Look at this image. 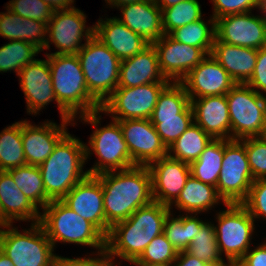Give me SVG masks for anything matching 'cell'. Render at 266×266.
I'll list each match as a JSON object with an SVG mask.
<instances>
[{
    "label": "cell",
    "mask_w": 266,
    "mask_h": 266,
    "mask_svg": "<svg viewBox=\"0 0 266 266\" xmlns=\"http://www.w3.org/2000/svg\"><path fill=\"white\" fill-rule=\"evenodd\" d=\"M103 188V206L106 222L128 219L138 208L153 201L151 174L148 166H133L124 170L95 175Z\"/></svg>",
    "instance_id": "6da1fadb"
},
{
    "label": "cell",
    "mask_w": 266,
    "mask_h": 266,
    "mask_svg": "<svg viewBox=\"0 0 266 266\" xmlns=\"http://www.w3.org/2000/svg\"><path fill=\"white\" fill-rule=\"evenodd\" d=\"M170 212L169 206L152 201L128 219L115 223L106 237L107 254L132 265L152 239L163 233Z\"/></svg>",
    "instance_id": "7a4b0ae2"
},
{
    "label": "cell",
    "mask_w": 266,
    "mask_h": 266,
    "mask_svg": "<svg viewBox=\"0 0 266 266\" xmlns=\"http://www.w3.org/2000/svg\"><path fill=\"white\" fill-rule=\"evenodd\" d=\"M86 164L84 141L68 132L39 166L46 195L51 200H61L89 175L84 171Z\"/></svg>",
    "instance_id": "3957f363"
},
{
    "label": "cell",
    "mask_w": 266,
    "mask_h": 266,
    "mask_svg": "<svg viewBox=\"0 0 266 266\" xmlns=\"http://www.w3.org/2000/svg\"><path fill=\"white\" fill-rule=\"evenodd\" d=\"M102 114L103 112L98 110L74 120L76 126L80 119L79 122L85 125L90 124L94 128L88 138V143H85L86 162L90 161L92 154L97 156L96 162L87 169L89 175L136 166L131 160L119 122L111 119L109 124L101 127Z\"/></svg>",
    "instance_id": "277c9868"
},
{
    "label": "cell",
    "mask_w": 266,
    "mask_h": 266,
    "mask_svg": "<svg viewBox=\"0 0 266 266\" xmlns=\"http://www.w3.org/2000/svg\"><path fill=\"white\" fill-rule=\"evenodd\" d=\"M48 58L55 97L59 105L75 120L101 109L89 93L77 54H44Z\"/></svg>",
    "instance_id": "5b68a950"
},
{
    "label": "cell",
    "mask_w": 266,
    "mask_h": 266,
    "mask_svg": "<svg viewBox=\"0 0 266 266\" xmlns=\"http://www.w3.org/2000/svg\"><path fill=\"white\" fill-rule=\"evenodd\" d=\"M39 223L54 249L61 243L91 247L96 252L106 250V237L62 200H52L42 209Z\"/></svg>",
    "instance_id": "8992f818"
},
{
    "label": "cell",
    "mask_w": 266,
    "mask_h": 266,
    "mask_svg": "<svg viewBox=\"0 0 266 266\" xmlns=\"http://www.w3.org/2000/svg\"><path fill=\"white\" fill-rule=\"evenodd\" d=\"M18 229L13 224L0 227V250L15 266H54L56 253L39 222Z\"/></svg>",
    "instance_id": "52a82bcc"
},
{
    "label": "cell",
    "mask_w": 266,
    "mask_h": 266,
    "mask_svg": "<svg viewBox=\"0 0 266 266\" xmlns=\"http://www.w3.org/2000/svg\"><path fill=\"white\" fill-rule=\"evenodd\" d=\"M77 56L89 93L102 105L118 87L121 60L95 35Z\"/></svg>",
    "instance_id": "ba28073f"
},
{
    "label": "cell",
    "mask_w": 266,
    "mask_h": 266,
    "mask_svg": "<svg viewBox=\"0 0 266 266\" xmlns=\"http://www.w3.org/2000/svg\"><path fill=\"white\" fill-rule=\"evenodd\" d=\"M226 209L216 211L215 234L219 251L230 266H235L254 246L255 220L243 204H225ZM224 254V255H223Z\"/></svg>",
    "instance_id": "9c48e42d"
},
{
    "label": "cell",
    "mask_w": 266,
    "mask_h": 266,
    "mask_svg": "<svg viewBox=\"0 0 266 266\" xmlns=\"http://www.w3.org/2000/svg\"><path fill=\"white\" fill-rule=\"evenodd\" d=\"M150 120L167 149L193 124L190 99L181 83L170 82L162 90Z\"/></svg>",
    "instance_id": "30bf717a"
},
{
    "label": "cell",
    "mask_w": 266,
    "mask_h": 266,
    "mask_svg": "<svg viewBox=\"0 0 266 266\" xmlns=\"http://www.w3.org/2000/svg\"><path fill=\"white\" fill-rule=\"evenodd\" d=\"M231 123V140L266 134V96L243 83L235 84L227 93Z\"/></svg>",
    "instance_id": "8fae6325"
},
{
    "label": "cell",
    "mask_w": 266,
    "mask_h": 266,
    "mask_svg": "<svg viewBox=\"0 0 266 266\" xmlns=\"http://www.w3.org/2000/svg\"><path fill=\"white\" fill-rule=\"evenodd\" d=\"M254 179L245 149V138L224 139L222 168L216 190L225 204H242L248 197Z\"/></svg>",
    "instance_id": "7c38bea8"
},
{
    "label": "cell",
    "mask_w": 266,
    "mask_h": 266,
    "mask_svg": "<svg viewBox=\"0 0 266 266\" xmlns=\"http://www.w3.org/2000/svg\"><path fill=\"white\" fill-rule=\"evenodd\" d=\"M170 82H153L136 87H117L102 103L103 115L120 121L126 119H150L157 99Z\"/></svg>",
    "instance_id": "4fadbf2b"
},
{
    "label": "cell",
    "mask_w": 266,
    "mask_h": 266,
    "mask_svg": "<svg viewBox=\"0 0 266 266\" xmlns=\"http://www.w3.org/2000/svg\"><path fill=\"white\" fill-rule=\"evenodd\" d=\"M86 19V14L76 7L69 10L53 11L47 24V39L44 50L50 51L52 44L57 50L45 54H77L86 41L94 35V23L92 26H86Z\"/></svg>",
    "instance_id": "5bb4252c"
},
{
    "label": "cell",
    "mask_w": 266,
    "mask_h": 266,
    "mask_svg": "<svg viewBox=\"0 0 266 266\" xmlns=\"http://www.w3.org/2000/svg\"><path fill=\"white\" fill-rule=\"evenodd\" d=\"M20 89L24 93L26 112L28 115H40V111L47 105L56 102L61 120L74 121V119L59 105L55 97L52 84V75L48 58L36 59L19 71Z\"/></svg>",
    "instance_id": "9a60e30c"
},
{
    "label": "cell",
    "mask_w": 266,
    "mask_h": 266,
    "mask_svg": "<svg viewBox=\"0 0 266 266\" xmlns=\"http://www.w3.org/2000/svg\"><path fill=\"white\" fill-rule=\"evenodd\" d=\"M226 15L215 20V39L230 45L260 49L266 46V21L260 10Z\"/></svg>",
    "instance_id": "2e32d148"
},
{
    "label": "cell",
    "mask_w": 266,
    "mask_h": 266,
    "mask_svg": "<svg viewBox=\"0 0 266 266\" xmlns=\"http://www.w3.org/2000/svg\"><path fill=\"white\" fill-rule=\"evenodd\" d=\"M67 126H75L74 121L61 120V123L57 124L47 119L37 125L22 119V143L26 164L40 166L69 132Z\"/></svg>",
    "instance_id": "e0dca14e"
},
{
    "label": "cell",
    "mask_w": 266,
    "mask_h": 266,
    "mask_svg": "<svg viewBox=\"0 0 266 266\" xmlns=\"http://www.w3.org/2000/svg\"><path fill=\"white\" fill-rule=\"evenodd\" d=\"M118 122L135 165L148 166L167 155V148L150 119H126Z\"/></svg>",
    "instance_id": "ac0fdd59"
},
{
    "label": "cell",
    "mask_w": 266,
    "mask_h": 266,
    "mask_svg": "<svg viewBox=\"0 0 266 266\" xmlns=\"http://www.w3.org/2000/svg\"><path fill=\"white\" fill-rule=\"evenodd\" d=\"M152 45L164 78L173 83H180L207 56L200 48L178 42L169 35H163Z\"/></svg>",
    "instance_id": "d6986e66"
},
{
    "label": "cell",
    "mask_w": 266,
    "mask_h": 266,
    "mask_svg": "<svg viewBox=\"0 0 266 266\" xmlns=\"http://www.w3.org/2000/svg\"><path fill=\"white\" fill-rule=\"evenodd\" d=\"M61 200L91 222L105 237L108 236L111 226L106 222L103 188L95 175H88L77 183Z\"/></svg>",
    "instance_id": "ffe728a7"
},
{
    "label": "cell",
    "mask_w": 266,
    "mask_h": 266,
    "mask_svg": "<svg viewBox=\"0 0 266 266\" xmlns=\"http://www.w3.org/2000/svg\"><path fill=\"white\" fill-rule=\"evenodd\" d=\"M153 201L170 206L180 195L191 175L190 164L168 155L148 165Z\"/></svg>",
    "instance_id": "44dd1931"
},
{
    "label": "cell",
    "mask_w": 266,
    "mask_h": 266,
    "mask_svg": "<svg viewBox=\"0 0 266 266\" xmlns=\"http://www.w3.org/2000/svg\"><path fill=\"white\" fill-rule=\"evenodd\" d=\"M180 83L184 86L189 99L224 95L236 84L211 54L193 68Z\"/></svg>",
    "instance_id": "7402d4cb"
},
{
    "label": "cell",
    "mask_w": 266,
    "mask_h": 266,
    "mask_svg": "<svg viewBox=\"0 0 266 266\" xmlns=\"http://www.w3.org/2000/svg\"><path fill=\"white\" fill-rule=\"evenodd\" d=\"M194 123L213 139L231 140V123L226 94L190 99Z\"/></svg>",
    "instance_id": "603a6c76"
},
{
    "label": "cell",
    "mask_w": 266,
    "mask_h": 266,
    "mask_svg": "<svg viewBox=\"0 0 266 266\" xmlns=\"http://www.w3.org/2000/svg\"><path fill=\"white\" fill-rule=\"evenodd\" d=\"M94 35L102 41L121 61L147 48V42L115 17H100L95 23Z\"/></svg>",
    "instance_id": "cb8c5ba5"
},
{
    "label": "cell",
    "mask_w": 266,
    "mask_h": 266,
    "mask_svg": "<svg viewBox=\"0 0 266 266\" xmlns=\"http://www.w3.org/2000/svg\"><path fill=\"white\" fill-rule=\"evenodd\" d=\"M121 17L115 16L133 32L152 44L164 35L162 14L155 0H143L117 7Z\"/></svg>",
    "instance_id": "d4e9b609"
},
{
    "label": "cell",
    "mask_w": 266,
    "mask_h": 266,
    "mask_svg": "<svg viewBox=\"0 0 266 266\" xmlns=\"http://www.w3.org/2000/svg\"><path fill=\"white\" fill-rule=\"evenodd\" d=\"M40 210L16 186L7 171H0V227L16 222L37 223Z\"/></svg>",
    "instance_id": "484cf974"
},
{
    "label": "cell",
    "mask_w": 266,
    "mask_h": 266,
    "mask_svg": "<svg viewBox=\"0 0 266 266\" xmlns=\"http://www.w3.org/2000/svg\"><path fill=\"white\" fill-rule=\"evenodd\" d=\"M153 82H169L160 70L158 55L150 44L142 52L122 60L118 87H136Z\"/></svg>",
    "instance_id": "4316f807"
},
{
    "label": "cell",
    "mask_w": 266,
    "mask_h": 266,
    "mask_svg": "<svg viewBox=\"0 0 266 266\" xmlns=\"http://www.w3.org/2000/svg\"><path fill=\"white\" fill-rule=\"evenodd\" d=\"M258 49L214 41L211 56L227 71L236 84H246L257 62Z\"/></svg>",
    "instance_id": "83f0119b"
},
{
    "label": "cell",
    "mask_w": 266,
    "mask_h": 266,
    "mask_svg": "<svg viewBox=\"0 0 266 266\" xmlns=\"http://www.w3.org/2000/svg\"><path fill=\"white\" fill-rule=\"evenodd\" d=\"M220 204L225 205V202L219 197L216 187L190 175L180 195L169 208L171 212L174 207L183 214H206Z\"/></svg>",
    "instance_id": "f1b7e54d"
},
{
    "label": "cell",
    "mask_w": 266,
    "mask_h": 266,
    "mask_svg": "<svg viewBox=\"0 0 266 266\" xmlns=\"http://www.w3.org/2000/svg\"><path fill=\"white\" fill-rule=\"evenodd\" d=\"M5 9V12H0V37L8 41H25L44 51L48 22L22 18L6 7Z\"/></svg>",
    "instance_id": "f546056e"
},
{
    "label": "cell",
    "mask_w": 266,
    "mask_h": 266,
    "mask_svg": "<svg viewBox=\"0 0 266 266\" xmlns=\"http://www.w3.org/2000/svg\"><path fill=\"white\" fill-rule=\"evenodd\" d=\"M206 220H201L199 214L182 213L176 216L170 212L165 218L163 234L178 252L185 251Z\"/></svg>",
    "instance_id": "4dcf8cb0"
},
{
    "label": "cell",
    "mask_w": 266,
    "mask_h": 266,
    "mask_svg": "<svg viewBox=\"0 0 266 266\" xmlns=\"http://www.w3.org/2000/svg\"><path fill=\"white\" fill-rule=\"evenodd\" d=\"M16 186L41 211L52 200L46 195L39 166L24 165L7 170Z\"/></svg>",
    "instance_id": "1f68e13d"
},
{
    "label": "cell",
    "mask_w": 266,
    "mask_h": 266,
    "mask_svg": "<svg viewBox=\"0 0 266 266\" xmlns=\"http://www.w3.org/2000/svg\"><path fill=\"white\" fill-rule=\"evenodd\" d=\"M223 155L224 139H212L199 158L190 164L191 175L203 183L216 187Z\"/></svg>",
    "instance_id": "d6a6232c"
},
{
    "label": "cell",
    "mask_w": 266,
    "mask_h": 266,
    "mask_svg": "<svg viewBox=\"0 0 266 266\" xmlns=\"http://www.w3.org/2000/svg\"><path fill=\"white\" fill-rule=\"evenodd\" d=\"M213 138L204 132L201 127L193 124L167 149V155L191 164Z\"/></svg>",
    "instance_id": "836d02e7"
},
{
    "label": "cell",
    "mask_w": 266,
    "mask_h": 266,
    "mask_svg": "<svg viewBox=\"0 0 266 266\" xmlns=\"http://www.w3.org/2000/svg\"><path fill=\"white\" fill-rule=\"evenodd\" d=\"M204 18L176 28L168 35L181 43L200 48L206 55H210L215 39V19Z\"/></svg>",
    "instance_id": "e575fe53"
},
{
    "label": "cell",
    "mask_w": 266,
    "mask_h": 266,
    "mask_svg": "<svg viewBox=\"0 0 266 266\" xmlns=\"http://www.w3.org/2000/svg\"><path fill=\"white\" fill-rule=\"evenodd\" d=\"M26 165L22 143V120L0 131V171Z\"/></svg>",
    "instance_id": "d590c367"
},
{
    "label": "cell",
    "mask_w": 266,
    "mask_h": 266,
    "mask_svg": "<svg viewBox=\"0 0 266 266\" xmlns=\"http://www.w3.org/2000/svg\"><path fill=\"white\" fill-rule=\"evenodd\" d=\"M185 251L208 264L230 266L219 251L214 223L211 221L207 220L197 230L192 242Z\"/></svg>",
    "instance_id": "8d00e7d4"
},
{
    "label": "cell",
    "mask_w": 266,
    "mask_h": 266,
    "mask_svg": "<svg viewBox=\"0 0 266 266\" xmlns=\"http://www.w3.org/2000/svg\"><path fill=\"white\" fill-rule=\"evenodd\" d=\"M42 52L36 46L25 41H9L0 47V73L13 71L16 75L26 65L34 62Z\"/></svg>",
    "instance_id": "74e56055"
},
{
    "label": "cell",
    "mask_w": 266,
    "mask_h": 266,
    "mask_svg": "<svg viewBox=\"0 0 266 266\" xmlns=\"http://www.w3.org/2000/svg\"><path fill=\"white\" fill-rule=\"evenodd\" d=\"M198 0H183L176 5L161 9L164 35L178 27L198 21L203 18Z\"/></svg>",
    "instance_id": "f35d334b"
},
{
    "label": "cell",
    "mask_w": 266,
    "mask_h": 266,
    "mask_svg": "<svg viewBox=\"0 0 266 266\" xmlns=\"http://www.w3.org/2000/svg\"><path fill=\"white\" fill-rule=\"evenodd\" d=\"M178 251L162 233L147 245L140 257L133 263L172 265Z\"/></svg>",
    "instance_id": "ab89813d"
},
{
    "label": "cell",
    "mask_w": 266,
    "mask_h": 266,
    "mask_svg": "<svg viewBox=\"0 0 266 266\" xmlns=\"http://www.w3.org/2000/svg\"><path fill=\"white\" fill-rule=\"evenodd\" d=\"M245 149L253 179H266V136L245 138Z\"/></svg>",
    "instance_id": "60d3db41"
},
{
    "label": "cell",
    "mask_w": 266,
    "mask_h": 266,
    "mask_svg": "<svg viewBox=\"0 0 266 266\" xmlns=\"http://www.w3.org/2000/svg\"><path fill=\"white\" fill-rule=\"evenodd\" d=\"M5 7L22 18L48 22L53 10L43 0H10Z\"/></svg>",
    "instance_id": "b9f144b4"
},
{
    "label": "cell",
    "mask_w": 266,
    "mask_h": 266,
    "mask_svg": "<svg viewBox=\"0 0 266 266\" xmlns=\"http://www.w3.org/2000/svg\"><path fill=\"white\" fill-rule=\"evenodd\" d=\"M255 222L266 221V179L254 180L246 200L242 203Z\"/></svg>",
    "instance_id": "7bdbcfd3"
},
{
    "label": "cell",
    "mask_w": 266,
    "mask_h": 266,
    "mask_svg": "<svg viewBox=\"0 0 266 266\" xmlns=\"http://www.w3.org/2000/svg\"><path fill=\"white\" fill-rule=\"evenodd\" d=\"M212 17L216 20L226 15L240 14L260 10L261 0H210Z\"/></svg>",
    "instance_id": "ee69618b"
},
{
    "label": "cell",
    "mask_w": 266,
    "mask_h": 266,
    "mask_svg": "<svg viewBox=\"0 0 266 266\" xmlns=\"http://www.w3.org/2000/svg\"><path fill=\"white\" fill-rule=\"evenodd\" d=\"M246 84L257 93L266 96V46L258 49L256 65Z\"/></svg>",
    "instance_id": "f6af8a7d"
},
{
    "label": "cell",
    "mask_w": 266,
    "mask_h": 266,
    "mask_svg": "<svg viewBox=\"0 0 266 266\" xmlns=\"http://www.w3.org/2000/svg\"><path fill=\"white\" fill-rule=\"evenodd\" d=\"M107 251H92L84 257H63L56 255L54 266H101V261L107 256Z\"/></svg>",
    "instance_id": "bcb514c9"
},
{
    "label": "cell",
    "mask_w": 266,
    "mask_h": 266,
    "mask_svg": "<svg viewBox=\"0 0 266 266\" xmlns=\"http://www.w3.org/2000/svg\"><path fill=\"white\" fill-rule=\"evenodd\" d=\"M235 266H266V241L251 247Z\"/></svg>",
    "instance_id": "7dc6e473"
},
{
    "label": "cell",
    "mask_w": 266,
    "mask_h": 266,
    "mask_svg": "<svg viewBox=\"0 0 266 266\" xmlns=\"http://www.w3.org/2000/svg\"><path fill=\"white\" fill-rule=\"evenodd\" d=\"M172 266H220V265H211L204 261L199 260L197 257H194L188 254L186 251H180L176 260L173 262Z\"/></svg>",
    "instance_id": "c3c4849f"
},
{
    "label": "cell",
    "mask_w": 266,
    "mask_h": 266,
    "mask_svg": "<svg viewBox=\"0 0 266 266\" xmlns=\"http://www.w3.org/2000/svg\"><path fill=\"white\" fill-rule=\"evenodd\" d=\"M53 11L69 10L75 7V0H43Z\"/></svg>",
    "instance_id": "681fc988"
},
{
    "label": "cell",
    "mask_w": 266,
    "mask_h": 266,
    "mask_svg": "<svg viewBox=\"0 0 266 266\" xmlns=\"http://www.w3.org/2000/svg\"><path fill=\"white\" fill-rule=\"evenodd\" d=\"M106 3V8H108L110 6V8H117L121 5H125L128 3H135V2H139V1H143V0H104Z\"/></svg>",
    "instance_id": "f907efd6"
},
{
    "label": "cell",
    "mask_w": 266,
    "mask_h": 266,
    "mask_svg": "<svg viewBox=\"0 0 266 266\" xmlns=\"http://www.w3.org/2000/svg\"><path fill=\"white\" fill-rule=\"evenodd\" d=\"M183 0H155L156 4L160 7V9H165L171 7L173 5L178 4Z\"/></svg>",
    "instance_id": "816d5d0a"
},
{
    "label": "cell",
    "mask_w": 266,
    "mask_h": 266,
    "mask_svg": "<svg viewBox=\"0 0 266 266\" xmlns=\"http://www.w3.org/2000/svg\"><path fill=\"white\" fill-rule=\"evenodd\" d=\"M121 261V262H120ZM118 264H117V263ZM122 262H125L123 260H119L117 261V259L113 258V257H110L109 255H107L102 261H101V266H121L120 264Z\"/></svg>",
    "instance_id": "f5cc1de1"
},
{
    "label": "cell",
    "mask_w": 266,
    "mask_h": 266,
    "mask_svg": "<svg viewBox=\"0 0 266 266\" xmlns=\"http://www.w3.org/2000/svg\"><path fill=\"white\" fill-rule=\"evenodd\" d=\"M0 266H15L11 259L0 250Z\"/></svg>",
    "instance_id": "db71d44e"
},
{
    "label": "cell",
    "mask_w": 266,
    "mask_h": 266,
    "mask_svg": "<svg viewBox=\"0 0 266 266\" xmlns=\"http://www.w3.org/2000/svg\"><path fill=\"white\" fill-rule=\"evenodd\" d=\"M260 11L263 15L264 20L266 21V0H261Z\"/></svg>",
    "instance_id": "11a10c76"
},
{
    "label": "cell",
    "mask_w": 266,
    "mask_h": 266,
    "mask_svg": "<svg viewBox=\"0 0 266 266\" xmlns=\"http://www.w3.org/2000/svg\"><path fill=\"white\" fill-rule=\"evenodd\" d=\"M135 266H172L166 264H146V263H133Z\"/></svg>",
    "instance_id": "9f6ffc18"
}]
</instances>
